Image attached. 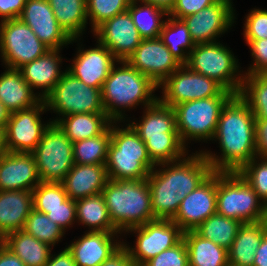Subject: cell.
Segmentation results:
<instances>
[{"label":"cell","mask_w":267,"mask_h":266,"mask_svg":"<svg viewBox=\"0 0 267 266\" xmlns=\"http://www.w3.org/2000/svg\"><path fill=\"white\" fill-rule=\"evenodd\" d=\"M217 0H176L174 7L168 13L171 17L182 19L186 16L196 14L207 6L214 4Z\"/></svg>","instance_id":"47"},{"label":"cell","mask_w":267,"mask_h":266,"mask_svg":"<svg viewBox=\"0 0 267 266\" xmlns=\"http://www.w3.org/2000/svg\"><path fill=\"white\" fill-rule=\"evenodd\" d=\"M127 231L137 233L136 247L130 248L124 243L123 245L130 258L139 266L162 251L174 247L183 239V231L172 220L156 219Z\"/></svg>","instance_id":"14"},{"label":"cell","mask_w":267,"mask_h":266,"mask_svg":"<svg viewBox=\"0 0 267 266\" xmlns=\"http://www.w3.org/2000/svg\"><path fill=\"white\" fill-rule=\"evenodd\" d=\"M164 22L160 38L168 47L171 54L182 64L186 65L189 54L196 45L182 19L169 18ZM184 49L188 52H184ZM186 53V54H185Z\"/></svg>","instance_id":"34"},{"label":"cell","mask_w":267,"mask_h":266,"mask_svg":"<svg viewBox=\"0 0 267 266\" xmlns=\"http://www.w3.org/2000/svg\"><path fill=\"white\" fill-rule=\"evenodd\" d=\"M59 49H49L43 56L20 67L23 79L32 88H44L38 96L43 100L54 88L63 75L59 69L62 61ZM62 72V73H61Z\"/></svg>","instance_id":"25"},{"label":"cell","mask_w":267,"mask_h":266,"mask_svg":"<svg viewBox=\"0 0 267 266\" xmlns=\"http://www.w3.org/2000/svg\"><path fill=\"white\" fill-rule=\"evenodd\" d=\"M239 96L249 105L255 119L267 120V74L245 75Z\"/></svg>","instance_id":"38"},{"label":"cell","mask_w":267,"mask_h":266,"mask_svg":"<svg viewBox=\"0 0 267 266\" xmlns=\"http://www.w3.org/2000/svg\"><path fill=\"white\" fill-rule=\"evenodd\" d=\"M252 51V57L254 58L253 66L249 68L246 75L252 74H267V38L254 41H246Z\"/></svg>","instance_id":"46"},{"label":"cell","mask_w":267,"mask_h":266,"mask_svg":"<svg viewBox=\"0 0 267 266\" xmlns=\"http://www.w3.org/2000/svg\"><path fill=\"white\" fill-rule=\"evenodd\" d=\"M214 138L219 140L222 157L201 151L213 171L238 172L256 156L255 116L239 94L222 107Z\"/></svg>","instance_id":"1"},{"label":"cell","mask_w":267,"mask_h":266,"mask_svg":"<svg viewBox=\"0 0 267 266\" xmlns=\"http://www.w3.org/2000/svg\"><path fill=\"white\" fill-rule=\"evenodd\" d=\"M232 96H214L175 105L180 140H213L222 107Z\"/></svg>","instance_id":"9"},{"label":"cell","mask_w":267,"mask_h":266,"mask_svg":"<svg viewBox=\"0 0 267 266\" xmlns=\"http://www.w3.org/2000/svg\"><path fill=\"white\" fill-rule=\"evenodd\" d=\"M47 51L49 48L20 18L1 21L0 52L7 68L19 69Z\"/></svg>","instance_id":"12"},{"label":"cell","mask_w":267,"mask_h":266,"mask_svg":"<svg viewBox=\"0 0 267 266\" xmlns=\"http://www.w3.org/2000/svg\"><path fill=\"white\" fill-rule=\"evenodd\" d=\"M73 143L102 134L113 122L105 112L69 114L51 121Z\"/></svg>","instance_id":"29"},{"label":"cell","mask_w":267,"mask_h":266,"mask_svg":"<svg viewBox=\"0 0 267 266\" xmlns=\"http://www.w3.org/2000/svg\"><path fill=\"white\" fill-rule=\"evenodd\" d=\"M255 154L267 157V120L255 119Z\"/></svg>","instance_id":"48"},{"label":"cell","mask_w":267,"mask_h":266,"mask_svg":"<svg viewBox=\"0 0 267 266\" xmlns=\"http://www.w3.org/2000/svg\"><path fill=\"white\" fill-rule=\"evenodd\" d=\"M139 0H131L128 11L132 16L135 27L143 39L160 37L161 29L165 21L161 20L168 13L152 3L141 1L144 6L136 5Z\"/></svg>","instance_id":"35"},{"label":"cell","mask_w":267,"mask_h":266,"mask_svg":"<svg viewBox=\"0 0 267 266\" xmlns=\"http://www.w3.org/2000/svg\"><path fill=\"white\" fill-rule=\"evenodd\" d=\"M10 112L5 108L4 104L0 101V127H6L9 120Z\"/></svg>","instance_id":"56"},{"label":"cell","mask_w":267,"mask_h":266,"mask_svg":"<svg viewBox=\"0 0 267 266\" xmlns=\"http://www.w3.org/2000/svg\"><path fill=\"white\" fill-rule=\"evenodd\" d=\"M106 169L109 180H143L156 166L148 156L145 143L130 124L111 125Z\"/></svg>","instance_id":"6"},{"label":"cell","mask_w":267,"mask_h":266,"mask_svg":"<svg viewBox=\"0 0 267 266\" xmlns=\"http://www.w3.org/2000/svg\"><path fill=\"white\" fill-rule=\"evenodd\" d=\"M49 49H59L72 43L56 20L48 0H27L19 17Z\"/></svg>","instance_id":"20"},{"label":"cell","mask_w":267,"mask_h":266,"mask_svg":"<svg viewBox=\"0 0 267 266\" xmlns=\"http://www.w3.org/2000/svg\"><path fill=\"white\" fill-rule=\"evenodd\" d=\"M22 230L49 246L58 243L65 232L45 213L38 212L34 208L30 211Z\"/></svg>","instance_id":"39"},{"label":"cell","mask_w":267,"mask_h":266,"mask_svg":"<svg viewBox=\"0 0 267 266\" xmlns=\"http://www.w3.org/2000/svg\"><path fill=\"white\" fill-rule=\"evenodd\" d=\"M98 47L79 49L72 66L67 70L86 85L101 88L115 62H119L112 52L99 41Z\"/></svg>","instance_id":"22"},{"label":"cell","mask_w":267,"mask_h":266,"mask_svg":"<svg viewBox=\"0 0 267 266\" xmlns=\"http://www.w3.org/2000/svg\"><path fill=\"white\" fill-rule=\"evenodd\" d=\"M48 2L60 27L73 42L77 41L88 20L86 0H48Z\"/></svg>","instance_id":"32"},{"label":"cell","mask_w":267,"mask_h":266,"mask_svg":"<svg viewBox=\"0 0 267 266\" xmlns=\"http://www.w3.org/2000/svg\"><path fill=\"white\" fill-rule=\"evenodd\" d=\"M232 2L217 0L196 14L182 18L195 44L216 42L234 23Z\"/></svg>","instance_id":"18"},{"label":"cell","mask_w":267,"mask_h":266,"mask_svg":"<svg viewBox=\"0 0 267 266\" xmlns=\"http://www.w3.org/2000/svg\"><path fill=\"white\" fill-rule=\"evenodd\" d=\"M238 61L232 52L219 42L196 44L186 64L192 71L214 79L225 90L238 95L244 76L238 73ZM238 75V76H237ZM237 76V77H236Z\"/></svg>","instance_id":"8"},{"label":"cell","mask_w":267,"mask_h":266,"mask_svg":"<svg viewBox=\"0 0 267 266\" xmlns=\"http://www.w3.org/2000/svg\"><path fill=\"white\" fill-rule=\"evenodd\" d=\"M76 220L90 231L119 232L112 223L102 194L76 200Z\"/></svg>","instance_id":"33"},{"label":"cell","mask_w":267,"mask_h":266,"mask_svg":"<svg viewBox=\"0 0 267 266\" xmlns=\"http://www.w3.org/2000/svg\"><path fill=\"white\" fill-rule=\"evenodd\" d=\"M0 266H26L17 255H15L2 242L0 244Z\"/></svg>","instance_id":"52"},{"label":"cell","mask_w":267,"mask_h":266,"mask_svg":"<svg viewBox=\"0 0 267 266\" xmlns=\"http://www.w3.org/2000/svg\"><path fill=\"white\" fill-rule=\"evenodd\" d=\"M254 157L246 163L238 173L247 181V183L256 192L261 201L267 206V157L260 159Z\"/></svg>","instance_id":"41"},{"label":"cell","mask_w":267,"mask_h":266,"mask_svg":"<svg viewBox=\"0 0 267 266\" xmlns=\"http://www.w3.org/2000/svg\"><path fill=\"white\" fill-rule=\"evenodd\" d=\"M41 182L62 183L74 163L73 142L56 123H50L32 152Z\"/></svg>","instance_id":"10"},{"label":"cell","mask_w":267,"mask_h":266,"mask_svg":"<svg viewBox=\"0 0 267 266\" xmlns=\"http://www.w3.org/2000/svg\"><path fill=\"white\" fill-rule=\"evenodd\" d=\"M161 86L163 96L158 99L171 107L192 100L234 95L214 79L192 71L187 65H181Z\"/></svg>","instance_id":"13"},{"label":"cell","mask_w":267,"mask_h":266,"mask_svg":"<svg viewBox=\"0 0 267 266\" xmlns=\"http://www.w3.org/2000/svg\"><path fill=\"white\" fill-rule=\"evenodd\" d=\"M186 158L157 164L167 168L160 171L153 169L146 178L155 220H172L186 195L195 190L213 172L201 151Z\"/></svg>","instance_id":"2"},{"label":"cell","mask_w":267,"mask_h":266,"mask_svg":"<svg viewBox=\"0 0 267 266\" xmlns=\"http://www.w3.org/2000/svg\"><path fill=\"white\" fill-rule=\"evenodd\" d=\"M253 266H267V233L263 236L260 246L256 249Z\"/></svg>","instance_id":"53"},{"label":"cell","mask_w":267,"mask_h":266,"mask_svg":"<svg viewBox=\"0 0 267 266\" xmlns=\"http://www.w3.org/2000/svg\"><path fill=\"white\" fill-rule=\"evenodd\" d=\"M242 222L214 214L201 223L195 231L205 239L226 248L231 247Z\"/></svg>","instance_id":"36"},{"label":"cell","mask_w":267,"mask_h":266,"mask_svg":"<svg viewBox=\"0 0 267 266\" xmlns=\"http://www.w3.org/2000/svg\"><path fill=\"white\" fill-rule=\"evenodd\" d=\"M41 100L18 69L8 68L1 74L0 101L10 113L31 108Z\"/></svg>","instance_id":"27"},{"label":"cell","mask_w":267,"mask_h":266,"mask_svg":"<svg viewBox=\"0 0 267 266\" xmlns=\"http://www.w3.org/2000/svg\"><path fill=\"white\" fill-rule=\"evenodd\" d=\"M33 208H55L62 206L68 195L63 183L40 182L33 190Z\"/></svg>","instance_id":"42"},{"label":"cell","mask_w":267,"mask_h":266,"mask_svg":"<svg viewBox=\"0 0 267 266\" xmlns=\"http://www.w3.org/2000/svg\"><path fill=\"white\" fill-rule=\"evenodd\" d=\"M110 140L111 125L102 134L73 143L74 163L106 164Z\"/></svg>","instance_id":"37"},{"label":"cell","mask_w":267,"mask_h":266,"mask_svg":"<svg viewBox=\"0 0 267 266\" xmlns=\"http://www.w3.org/2000/svg\"><path fill=\"white\" fill-rule=\"evenodd\" d=\"M101 88L90 87L65 70L53 90L43 99L46 108L61 115L105 112Z\"/></svg>","instance_id":"11"},{"label":"cell","mask_w":267,"mask_h":266,"mask_svg":"<svg viewBox=\"0 0 267 266\" xmlns=\"http://www.w3.org/2000/svg\"><path fill=\"white\" fill-rule=\"evenodd\" d=\"M267 233V220L242 223L228 249V261L235 266H253L256 249Z\"/></svg>","instance_id":"28"},{"label":"cell","mask_w":267,"mask_h":266,"mask_svg":"<svg viewBox=\"0 0 267 266\" xmlns=\"http://www.w3.org/2000/svg\"><path fill=\"white\" fill-rule=\"evenodd\" d=\"M40 182L32 153L7 152L0 157V191H32Z\"/></svg>","instance_id":"21"},{"label":"cell","mask_w":267,"mask_h":266,"mask_svg":"<svg viewBox=\"0 0 267 266\" xmlns=\"http://www.w3.org/2000/svg\"><path fill=\"white\" fill-rule=\"evenodd\" d=\"M126 62L158 87L182 65L160 37L143 39Z\"/></svg>","instance_id":"16"},{"label":"cell","mask_w":267,"mask_h":266,"mask_svg":"<svg viewBox=\"0 0 267 266\" xmlns=\"http://www.w3.org/2000/svg\"><path fill=\"white\" fill-rule=\"evenodd\" d=\"M44 100L37 105L10 113L6 125V146L8 152L32 153L41 141L43 132L51 123L42 124L40 113L46 111Z\"/></svg>","instance_id":"15"},{"label":"cell","mask_w":267,"mask_h":266,"mask_svg":"<svg viewBox=\"0 0 267 266\" xmlns=\"http://www.w3.org/2000/svg\"><path fill=\"white\" fill-rule=\"evenodd\" d=\"M142 266H189L188 249L182 239L174 247L164 250Z\"/></svg>","instance_id":"43"},{"label":"cell","mask_w":267,"mask_h":266,"mask_svg":"<svg viewBox=\"0 0 267 266\" xmlns=\"http://www.w3.org/2000/svg\"><path fill=\"white\" fill-rule=\"evenodd\" d=\"M122 67H112L101 90L102 104L106 115L113 121H122L120 108L135 107L143 103L152 105L158 98L152 95L158 86L146 75L131 67L126 61H119Z\"/></svg>","instance_id":"5"},{"label":"cell","mask_w":267,"mask_h":266,"mask_svg":"<svg viewBox=\"0 0 267 266\" xmlns=\"http://www.w3.org/2000/svg\"><path fill=\"white\" fill-rule=\"evenodd\" d=\"M99 266H139L130 258L129 252L124 245H122L115 253L108 259L102 262Z\"/></svg>","instance_id":"50"},{"label":"cell","mask_w":267,"mask_h":266,"mask_svg":"<svg viewBox=\"0 0 267 266\" xmlns=\"http://www.w3.org/2000/svg\"><path fill=\"white\" fill-rule=\"evenodd\" d=\"M108 180L105 164H74L62 183L68 197L76 201L101 194Z\"/></svg>","instance_id":"24"},{"label":"cell","mask_w":267,"mask_h":266,"mask_svg":"<svg viewBox=\"0 0 267 266\" xmlns=\"http://www.w3.org/2000/svg\"><path fill=\"white\" fill-rule=\"evenodd\" d=\"M101 194L119 232L155 220L147 179L108 180Z\"/></svg>","instance_id":"4"},{"label":"cell","mask_w":267,"mask_h":266,"mask_svg":"<svg viewBox=\"0 0 267 266\" xmlns=\"http://www.w3.org/2000/svg\"><path fill=\"white\" fill-rule=\"evenodd\" d=\"M140 123L130 124L145 143L148 156L154 164L168 163L184 158L186 147L176 129L174 108L157 99L145 109Z\"/></svg>","instance_id":"3"},{"label":"cell","mask_w":267,"mask_h":266,"mask_svg":"<svg viewBox=\"0 0 267 266\" xmlns=\"http://www.w3.org/2000/svg\"><path fill=\"white\" fill-rule=\"evenodd\" d=\"M140 1H146L152 3L155 6L164 9L167 13L171 11L176 2V0H139V2Z\"/></svg>","instance_id":"54"},{"label":"cell","mask_w":267,"mask_h":266,"mask_svg":"<svg viewBox=\"0 0 267 266\" xmlns=\"http://www.w3.org/2000/svg\"><path fill=\"white\" fill-rule=\"evenodd\" d=\"M238 172H217L216 213L242 223L267 220V206Z\"/></svg>","instance_id":"7"},{"label":"cell","mask_w":267,"mask_h":266,"mask_svg":"<svg viewBox=\"0 0 267 266\" xmlns=\"http://www.w3.org/2000/svg\"><path fill=\"white\" fill-rule=\"evenodd\" d=\"M36 211L45 213L48 218L59 225L64 231L72 225L76 219V201L69 197L62 202V206L55 208H34Z\"/></svg>","instance_id":"44"},{"label":"cell","mask_w":267,"mask_h":266,"mask_svg":"<svg viewBox=\"0 0 267 266\" xmlns=\"http://www.w3.org/2000/svg\"><path fill=\"white\" fill-rule=\"evenodd\" d=\"M217 171H213L195 190L181 201L172 221L183 232L195 230L208 217L216 214Z\"/></svg>","instance_id":"17"},{"label":"cell","mask_w":267,"mask_h":266,"mask_svg":"<svg viewBox=\"0 0 267 266\" xmlns=\"http://www.w3.org/2000/svg\"><path fill=\"white\" fill-rule=\"evenodd\" d=\"M120 232L89 231L72 242L68 249L72 252L76 266H99L115 253L123 244L113 242V236Z\"/></svg>","instance_id":"23"},{"label":"cell","mask_w":267,"mask_h":266,"mask_svg":"<svg viewBox=\"0 0 267 266\" xmlns=\"http://www.w3.org/2000/svg\"><path fill=\"white\" fill-rule=\"evenodd\" d=\"M183 240L188 249L189 266H226L229 263L226 248L203 238L195 230L183 232Z\"/></svg>","instance_id":"31"},{"label":"cell","mask_w":267,"mask_h":266,"mask_svg":"<svg viewBox=\"0 0 267 266\" xmlns=\"http://www.w3.org/2000/svg\"><path fill=\"white\" fill-rule=\"evenodd\" d=\"M8 152L6 146V127H0V157Z\"/></svg>","instance_id":"55"},{"label":"cell","mask_w":267,"mask_h":266,"mask_svg":"<svg viewBox=\"0 0 267 266\" xmlns=\"http://www.w3.org/2000/svg\"><path fill=\"white\" fill-rule=\"evenodd\" d=\"M131 0H86L93 31L104 21L128 10Z\"/></svg>","instance_id":"40"},{"label":"cell","mask_w":267,"mask_h":266,"mask_svg":"<svg viewBox=\"0 0 267 266\" xmlns=\"http://www.w3.org/2000/svg\"><path fill=\"white\" fill-rule=\"evenodd\" d=\"M27 0H0L1 21L19 18Z\"/></svg>","instance_id":"49"},{"label":"cell","mask_w":267,"mask_h":266,"mask_svg":"<svg viewBox=\"0 0 267 266\" xmlns=\"http://www.w3.org/2000/svg\"><path fill=\"white\" fill-rule=\"evenodd\" d=\"M44 266H76L72 252L67 248L61 251L57 256L50 255L49 260Z\"/></svg>","instance_id":"51"},{"label":"cell","mask_w":267,"mask_h":266,"mask_svg":"<svg viewBox=\"0 0 267 266\" xmlns=\"http://www.w3.org/2000/svg\"><path fill=\"white\" fill-rule=\"evenodd\" d=\"M32 209V191H0V238L22 230Z\"/></svg>","instance_id":"26"},{"label":"cell","mask_w":267,"mask_h":266,"mask_svg":"<svg viewBox=\"0 0 267 266\" xmlns=\"http://www.w3.org/2000/svg\"><path fill=\"white\" fill-rule=\"evenodd\" d=\"M93 32L118 61H126L143 40L128 10L104 21Z\"/></svg>","instance_id":"19"},{"label":"cell","mask_w":267,"mask_h":266,"mask_svg":"<svg viewBox=\"0 0 267 266\" xmlns=\"http://www.w3.org/2000/svg\"><path fill=\"white\" fill-rule=\"evenodd\" d=\"M2 243L26 266H44L50 258L51 247L24 230L8 233Z\"/></svg>","instance_id":"30"},{"label":"cell","mask_w":267,"mask_h":266,"mask_svg":"<svg viewBox=\"0 0 267 266\" xmlns=\"http://www.w3.org/2000/svg\"><path fill=\"white\" fill-rule=\"evenodd\" d=\"M244 37L246 41L267 38V10H252L245 21Z\"/></svg>","instance_id":"45"}]
</instances>
